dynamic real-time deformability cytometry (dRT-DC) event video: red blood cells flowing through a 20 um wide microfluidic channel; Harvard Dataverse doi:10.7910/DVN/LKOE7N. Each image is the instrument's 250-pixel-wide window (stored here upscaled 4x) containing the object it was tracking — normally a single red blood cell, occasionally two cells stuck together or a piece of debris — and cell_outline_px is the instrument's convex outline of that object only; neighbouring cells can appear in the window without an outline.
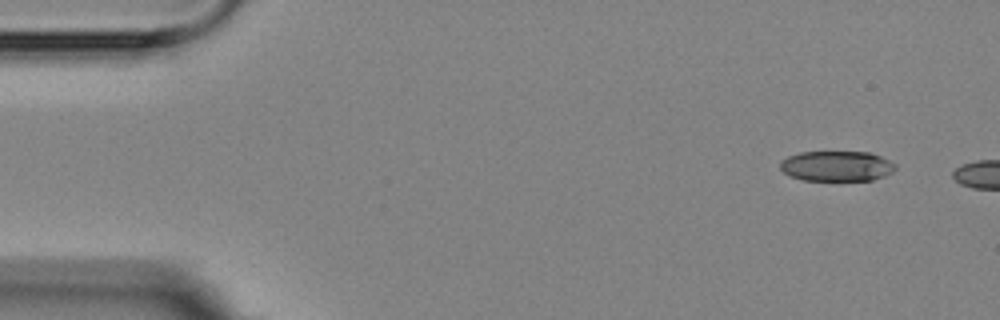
{"species": "Egyptian fruit bat (a non-hibernating species)", "species_latin": "Rousettus aegyptiacus", "temperature_condition": "room temperature", "stored_images_in_passage": 3, "camera_frame_rate_fps": 3000, "um_per_image_px": 0.085, "animal": {"sex": "female"}, "frame": {"image": 1, "passage_image": 1, "time_ms": 0.0, "image_size_px": [1000, 320], "cell_outline_px": [[896, 168], [892, 172], [884, 176], [872, 180], [804, 180], [788, 176], [780, 168], [780, 160], [788, 156], [800, 152], [872, 152], [896, 164]], "centroid_in_image_um": [71.1, 14.11], "position_along_channel_um": 13.9, "area_um2": 20.4}}